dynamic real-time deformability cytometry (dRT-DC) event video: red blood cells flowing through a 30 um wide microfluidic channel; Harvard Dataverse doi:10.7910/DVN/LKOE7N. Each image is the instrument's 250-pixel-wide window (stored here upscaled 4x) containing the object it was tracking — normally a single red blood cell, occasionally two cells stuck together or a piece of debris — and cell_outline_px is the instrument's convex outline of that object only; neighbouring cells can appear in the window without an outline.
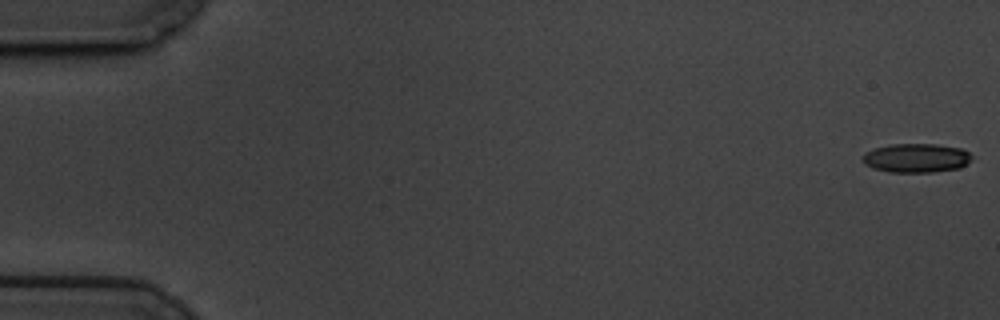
{"species": "common noctule bat (a hibernating species)", "species_latin": "Nyctalus noctula", "temperature_condition": "cold", "stored_images_in_passage": 12, "camera_frame_rate_fps": 3000, "um_per_image_px": 0.085, "animal": {"sex": "male", "body_mass_g": 19.5, "forearm_length_mm": 54.6}, "frame": {"image": 1, "passage_image": 1, "time_ms": 0.0, "image_size_px": [1000, 320], "cell_outline_px": [[972, 156], [968, 164], [960, 168], [932, 172], [888, 172], [872, 168], [864, 164], [860, 160], [860, 156], [864, 152], [876, 148], [892, 144], [936, 144], [964, 148]], "centroid_in_image_um": [77.86, 13.43], "position_along_channel_um": 7.1, "area_um2": 18.79}}